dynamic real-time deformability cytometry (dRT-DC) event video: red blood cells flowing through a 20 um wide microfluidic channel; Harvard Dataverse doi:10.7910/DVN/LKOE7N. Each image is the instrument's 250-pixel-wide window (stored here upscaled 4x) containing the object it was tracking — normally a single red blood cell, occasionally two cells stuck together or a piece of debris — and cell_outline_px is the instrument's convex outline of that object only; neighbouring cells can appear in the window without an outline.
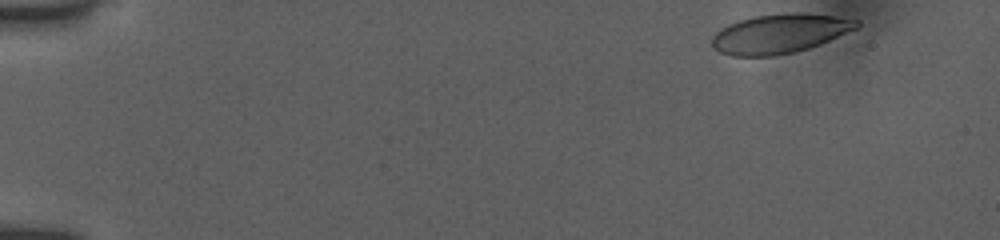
{"species": "human", "species_latin": "Homo sapiens", "temperature_condition": "room temperature", "stored_images_in_passage": 38, "camera_frame_rate_fps": 3000, "um_per_image_px": 0.085, "donor": {"sex": "female"}, "frame": {"image": 1, "passage_image": 1, "time_ms": 0.0, "image_size_px": [1000, 240], "cell_outline_px": [[860, 24], [856, 28], [820, 44], [808, 48], [792, 52], [772, 56], [732, 56], [720, 52], [712, 48], [712, 36], [720, 28], [728, 24], [752, 16], [788, 12], [808, 12], [860, 20]], "centroid_in_image_um": [66.25, 2.84], "position_along_channel_um": 18.8, "area_um2": 33.23}}
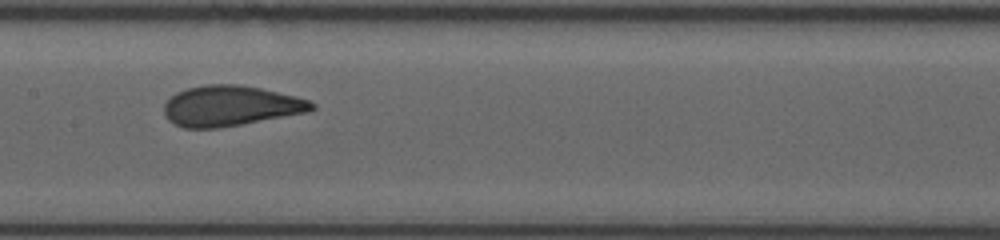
{"frame": {"image": 2, "passage_image": 16, "time_ms": 5.0, "image_size_px": [1000, 240], "cell_outline_px": [[316, 108], [308, 112], [240, 124], [216, 128], [184, 128], [168, 120], [164, 116], [164, 104], [176, 92], [188, 88], [204, 84], [240, 84], [260, 88], [296, 96], [312, 100], [316, 104]], "centroid_in_image_um": [19.61, 8.99], "position_along_channel_um": 187.8, "area_um2": 34.8}}
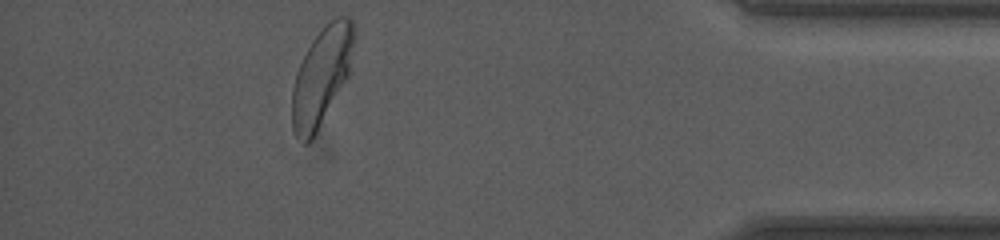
{"frame": {"image": 3, "passage_image": 33, "time_ms": 10.667, "image_size_px": [1000, 240], "cell_outline_px": [[356, 36], [348, 76], [312, 140], [308, 144], [304, 144], [296, 136], [292, 128], [292, 88], [296, 72], [312, 40], [324, 24], [336, 16], [348, 16], [352, 20], [356, 28]], "centroid_in_image_um": [27.35, 6.44], "position_along_channel_um": 407.9, "area_um2": 35.6}, "authors_computed_cell_mechanics": {"area_um2": 34.5933, "velocity_mm_per_s": 3.9206, "shape_relaxation_time_tau1_ms": 4.9307, "shape_relaxation_time_tau2_ms": null, "deformation_change_tau1": 0.1677, "deformation_change_tau2": null}}